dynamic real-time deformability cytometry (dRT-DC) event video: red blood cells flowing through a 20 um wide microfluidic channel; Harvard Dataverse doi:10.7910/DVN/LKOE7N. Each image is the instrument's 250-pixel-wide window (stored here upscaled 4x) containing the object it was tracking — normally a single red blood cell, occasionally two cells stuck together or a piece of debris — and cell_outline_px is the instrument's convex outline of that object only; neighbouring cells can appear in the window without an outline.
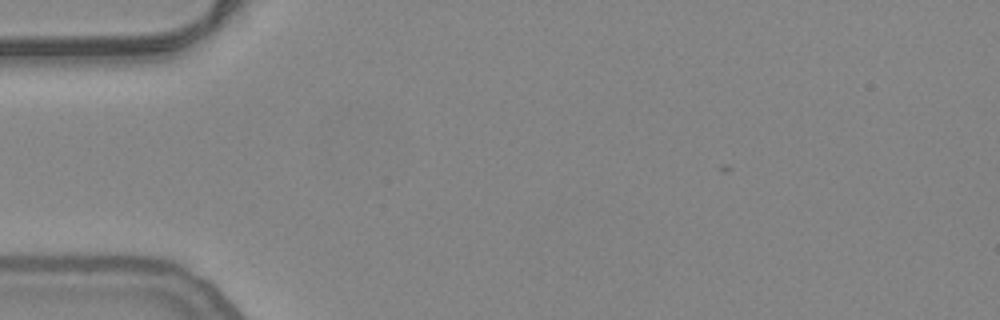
{"species": "common noctule bat (a hibernating species)", "species_latin": "Nyctalus noctula", "temperature_condition": "warm", "stored_images_in_passage": 2, "camera_frame_rate_fps": 3000, "um_per_image_px": 0.085, "animal": {"sex": "female", "body_mass_g": 24.6, "forearm_length_mm": 56.2}, "frame": {"image": 1, "passage_image": 1, "time_ms": 0.0, "image_size_px": [1000, 320], "cell_outline_px": [[192, 24], [180, 36], [148, 48], [44, 40], [44, 36], [188, 24]], "centroid_in_image_um": [10.67, 3.1], "position_along_channel_um": 74.3, "area_um2": 13.47}}